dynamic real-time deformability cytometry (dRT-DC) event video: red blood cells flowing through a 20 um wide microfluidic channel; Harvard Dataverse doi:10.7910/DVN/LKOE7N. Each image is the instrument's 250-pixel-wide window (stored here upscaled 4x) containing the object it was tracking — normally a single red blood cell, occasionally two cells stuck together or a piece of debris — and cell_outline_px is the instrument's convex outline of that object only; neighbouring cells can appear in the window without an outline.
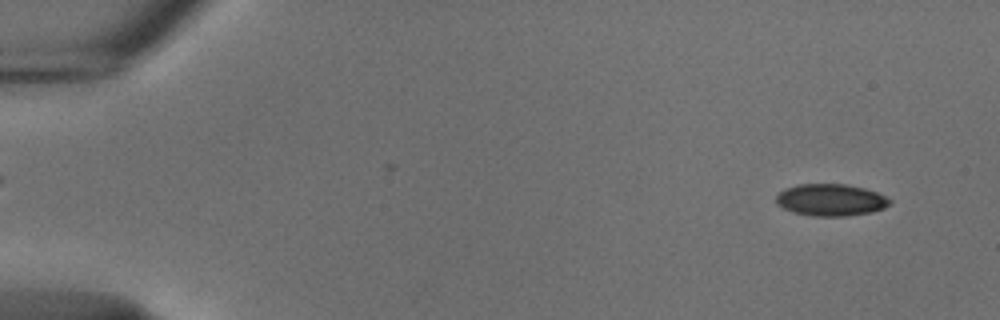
{"species": "common noctule bat (a hibernating species)", "species_latin": "Nyctalus noctula", "temperature_condition": "cold", "stored_images_in_passage": 53, "camera_frame_rate_fps": 3000, "um_per_image_px": 0.085, "animal": {"sex": "male", "body_mass_g": 18.8}, "frame": {"image": 1, "passage_image": 3, "time_ms": 0.667, "image_size_px": [1000, 320], "cell_outline_px": [[892, 204], [884, 208], [872, 212], [848, 216], [808, 216], [792, 212], [776, 204], [776, 196], [784, 188], [800, 184], [844, 184], [864, 188], [876, 192], [892, 200]], "centroid_in_image_um": [70.61, 17.0], "position_along_channel_um": 14.4, "area_um2": 21.33}}
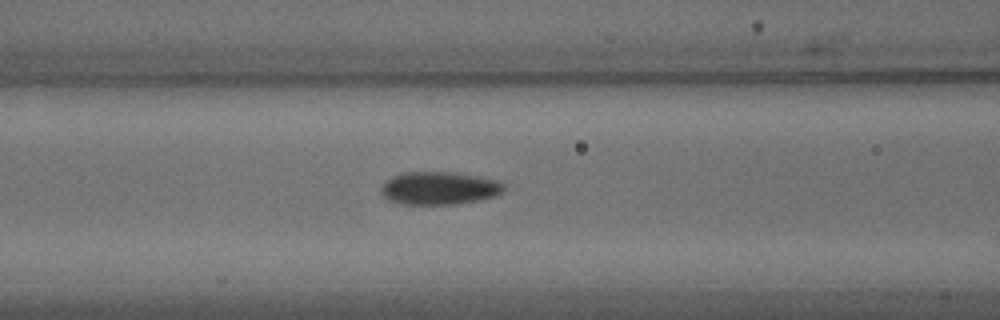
{"frame": {"image": 2, "passage_image": 22, "time_ms": 7.0, "image_size_px": [1000, 320], "cell_outline_px": [[504, 192], [492, 196], [476, 200], [452, 204], [404, 204], [388, 200], [380, 192], [380, 188], [392, 176], [404, 172], [456, 172], [480, 176], [500, 180], [504, 184]], "centroid_in_image_um": [37.35, 15.98], "position_along_channel_um": 129.3, "area_um2": 23.52}}
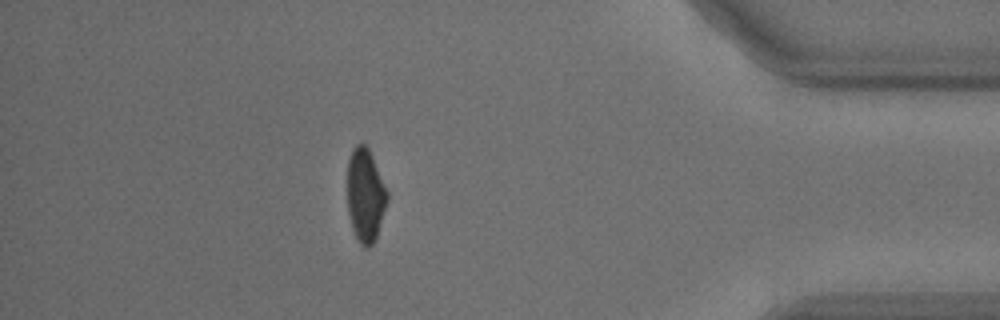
{"frame": {"image": 3, "passage_image": 47, "time_ms": 15.333, "image_size_px": [1000, 320], "cell_outline_px": [[388, 200], [376, 236], [372, 244], [368, 248], [364, 248], [360, 244], [352, 228], [348, 212], [348, 160], [352, 148], [356, 144], [364, 144], [368, 148], [372, 156], [388, 192]], "centroid_in_image_um": [31.05, 16.59], "position_along_channel_um": 404.2, "area_um2": 21.5}, "authors_computed_cell_mechanics": {"area_um2": 22.8888, "velocity_mm_per_s": 3.7538, "shape_relaxation_time_tau1_ms": null, "shape_relaxation_time_tau2_ms": 4.0581, "deformation_change_tau1": null, "deformation_change_tau2": 0.0704}}